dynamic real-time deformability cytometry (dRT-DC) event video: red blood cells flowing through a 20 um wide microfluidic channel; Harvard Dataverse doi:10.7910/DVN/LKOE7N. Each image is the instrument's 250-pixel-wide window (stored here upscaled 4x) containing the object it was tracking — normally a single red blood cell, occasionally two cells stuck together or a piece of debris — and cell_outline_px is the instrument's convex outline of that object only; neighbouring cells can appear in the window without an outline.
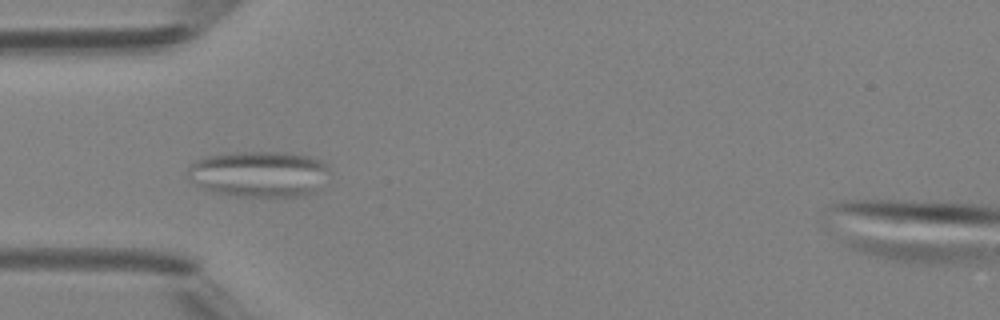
{"species": "Egyptian fruit bat (a non-hibernating species)", "species_latin": "Rousettus aegyptiacus", "temperature_condition": "room temperature", "stored_images_in_passage": 35, "camera_frame_rate_fps": 3000, "um_per_image_px": 0.085, "animal": {"sex": "female"}, "frame": {"image": 1, "passage_image": 1, "time_ms": 0.0, "image_size_px": [1000, 320], "cell_outline_px": [[328, 184], [316, 192], [308, 196], [284, 200], [240, 196], [208, 192], [196, 184], [188, 176], [188, 168], [196, 160], [208, 156], [236, 152], [284, 152], [308, 156], [324, 160], [328, 164]], "centroid_in_image_um": [22.15, 14.85], "position_along_channel_um": 62.8, "area_um2": 39.65}}
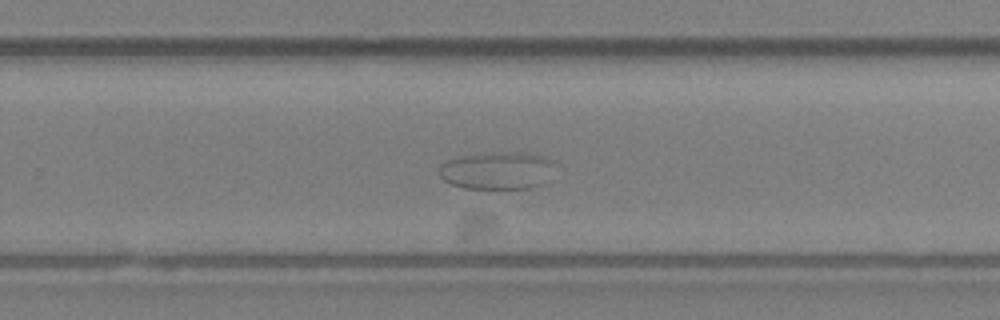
{"frame": {"image": 2, "passage_image": 18, "time_ms": 5.667, "image_size_px": [1000, 320], "cell_outline_px": [[556, 164], [544, 184], [532, 188], [464, 188], [452, 184], [444, 180], [440, 176], [440, 164], [448, 160], [460, 156], [496, 152], [524, 152], [544, 156], [556, 160]], "centroid_in_image_um": [42.32, 14.48], "position_along_channel_um": 287.5, "area_um2": 25.55}}
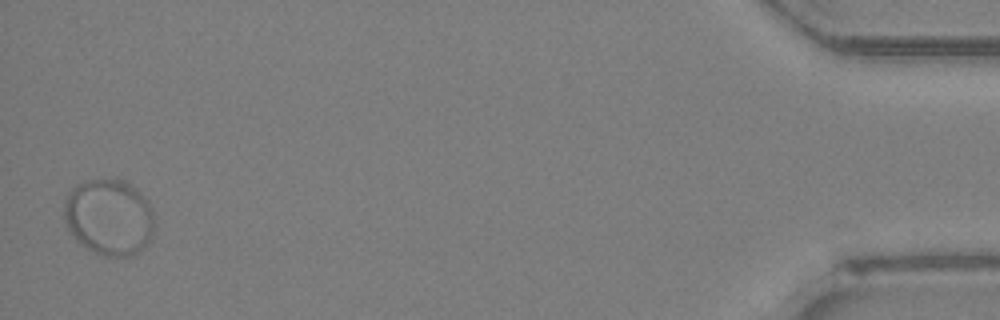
{"frame": {"image": 3, "passage_image": 35, "time_ms": 11.333, "image_size_px": [1000, 320], "cell_outline_px": [[152, 236], [144, 248], [132, 256], [104, 256], [88, 248], [76, 240], [72, 236], [64, 220], [64, 200], [72, 188], [76, 184], [84, 180], [124, 180], [136, 188], [148, 200], [152, 208]], "centroid_in_image_um": [9.26, 18.45], "position_along_channel_um": 425.9, "area_um2": 40.17}}